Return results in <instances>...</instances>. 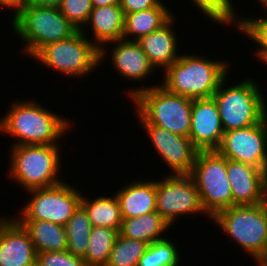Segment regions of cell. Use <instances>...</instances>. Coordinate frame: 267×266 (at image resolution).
Listing matches in <instances>:
<instances>
[{
	"label": "cell",
	"instance_id": "1",
	"mask_svg": "<svg viewBox=\"0 0 267 266\" xmlns=\"http://www.w3.org/2000/svg\"><path fill=\"white\" fill-rule=\"evenodd\" d=\"M13 103H10V109L0 118V132L13 139L10 147L60 144L59 141L73 126L72 121L43 107L35 99H16Z\"/></svg>",
	"mask_w": 267,
	"mask_h": 266
},
{
	"label": "cell",
	"instance_id": "2",
	"mask_svg": "<svg viewBox=\"0 0 267 266\" xmlns=\"http://www.w3.org/2000/svg\"><path fill=\"white\" fill-rule=\"evenodd\" d=\"M230 63L184 52L162 72L164 80L160 85L170 93L191 99L212 98L222 80L231 74Z\"/></svg>",
	"mask_w": 267,
	"mask_h": 266
},
{
	"label": "cell",
	"instance_id": "3",
	"mask_svg": "<svg viewBox=\"0 0 267 266\" xmlns=\"http://www.w3.org/2000/svg\"><path fill=\"white\" fill-rule=\"evenodd\" d=\"M13 12L11 29L23 41L22 52L30 59L47 44L68 39L79 31L57 7L16 5Z\"/></svg>",
	"mask_w": 267,
	"mask_h": 266
},
{
	"label": "cell",
	"instance_id": "4",
	"mask_svg": "<svg viewBox=\"0 0 267 266\" xmlns=\"http://www.w3.org/2000/svg\"><path fill=\"white\" fill-rule=\"evenodd\" d=\"M130 88L126 97L149 124L189 138L191 98L170 93L160 83Z\"/></svg>",
	"mask_w": 267,
	"mask_h": 266
},
{
	"label": "cell",
	"instance_id": "5",
	"mask_svg": "<svg viewBox=\"0 0 267 266\" xmlns=\"http://www.w3.org/2000/svg\"><path fill=\"white\" fill-rule=\"evenodd\" d=\"M60 146L62 145L12 146L8 154V180L19 184L25 192L61 184L64 180L59 176L62 169Z\"/></svg>",
	"mask_w": 267,
	"mask_h": 266
},
{
	"label": "cell",
	"instance_id": "6",
	"mask_svg": "<svg viewBox=\"0 0 267 266\" xmlns=\"http://www.w3.org/2000/svg\"><path fill=\"white\" fill-rule=\"evenodd\" d=\"M227 78V79H226ZM230 76L220 83L212 98L217 104L224 131L250 127L267 116V100L259 83L245 78L231 86L225 84Z\"/></svg>",
	"mask_w": 267,
	"mask_h": 266
},
{
	"label": "cell",
	"instance_id": "7",
	"mask_svg": "<svg viewBox=\"0 0 267 266\" xmlns=\"http://www.w3.org/2000/svg\"><path fill=\"white\" fill-rule=\"evenodd\" d=\"M218 229L232 239L244 252L248 253L255 263L264 256L267 250V206L234 205L217 212L212 218Z\"/></svg>",
	"mask_w": 267,
	"mask_h": 266
},
{
	"label": "cell",
	"instance_id": "8",
	"mask_svg": "<svg viewBox=\"0 0 267 266\" xmlns=\"http://www.w3.org/2000/svg\"><path fill=\"white\" fill-rule=\"evenodd\" d=\"M88 32L79 30L68 39L47 44L32 59L66 78L90 76L101 64L100 49L89 40Z\"/></svg>",
	"mask_w": 267,
	"mask_h": 266
},
{
	"label": "cell",
	"instance_id": "9",
	"mask_svg": "<svg viewBox=\"0 0 267 266\" xmlns=\"http://www.w3.org/2000/svg\"><path fill=\"white\" fill-rule=\"evenodd\" d=\"M189 175L198 189L204 210L211 218L217 212L233 206L227 177V158L217 150L198 151Z\"/></svg>",
	"mask_w": 267,
	"mask_h": 266
},
{
	"label": "cell",
	"instance_id": "10",
	"mask_svg": "<svg viewBox=\"0 0 267 266\" xmlns=\"http://www.w3.org/2000/svg\"><path fill=\"white\" fill-rule=\"evenodd\" d=\"M62 182L59 185L27 191L29 201L16 215L17 220H46L65 226L81 204L82 191Z\"/></svg>",
	"mask_w": 267,
	"mask_h": 266
},
{
	"label": "cell",
	"instance_id": "11",
	"mask_svg": "<svg viewBox=\"0 0 267 266\" xmlns=\"http://www.w3.org/2000/svg\"><path fill=\"white\" fill-rule=\"evenodd\" d=\"M156 209L170 226L175 225L182 215L194 217L200 213L211 221L190 175L167 174L161 180H156Z\"/></svg>",
	"mask_w": 267,
	"mask_h": 266
},
{
	"label": "cell",
	"instance_id": "12",
	"mask_svg": "<svg viewBox=\"0 0 267 266\" xmlns=\"http://www.w3.org/2000/svg\"><path fill=\"white\" fill-rule=\"evenodd\" d=\"M217 151L229 160L267 171V116L250 127L226 131Z\"/></svg>",
	"mask_w": 267,
	"mask_h": 266
},
{
	"label": "cell",
	"instance_id": "13",
	"mask_svg": "<svg viewBox=\"0 0 267 266\" xmlns=\"http://www.w3.org/2000/svg\"><path fill=\"white\" fill-rule=\"evenodd\" d=\"M134 112L155 152L171 170L170 175H189L198 152L190 138L149 124L135 109Z\"/></svg>",
	"mask_w": 267,
	"mask_h": 266
},
{
	"label": "cell",
	"instance_id": "14",
	"mask_svg": "<svg viewBox=\"0 0 267 266\" xmlns=\"http://www.w3.org/2000/svg\"><path fill=\"white\" fill-rule=\"evenodd\" d=\"M107 45L110 46L109 49ZM106 56L111 57V66L113 65L120 77L128 79L127 81L131 79L135 82H143L155 73L154 67L137 41L120 39L109 42L100 49V64L104 63L105 59L109 60Z\"/></svg>",
	"mask_w": 267,
	"mask_h": 266
},
{
	"label": "cell",
	"instance_id": "15",
	"mask_svg": "<svg viewBox=\"0 0 267 266\" xmlns=\"http://www.w3.org/2000/svg\"><path fill=\"white\" fill-rule=\"evenodd\" d=\"M225 133L213 98L192 99L189 138L198 151L217 150Z\"/></svg>",
	"mask_w": 267,
	"mask_h": 266
},
{
	"label": "cell",
	"instance_id": "16",
	"mask_svg": "<svg viewBox=\"0 0 267 266\" xmlns=\"http://www.w3.org/2000/svg\"><path fill=\"white\" fill-rule=\"evenodd\" d=\"M28 231L12 216L0 217V266H36Z\"/></svg>",
	"mask_w": 267,
	"mask_h": 266
},
{
	"label": "cell",
	"instance_id": "17",
	"mask_svg": "<svg viewBox=\"0 0 267 266\" xmlns=\"http://www.w3.org/2000/svg\"><path fill=\"white\" fill-rule=\"evenodd\" d=\"M227 177L234 205H257L265 202L267 171L227 159Z\"/></svg>",
	"mask_w": 267,
	"mask_h": 266
},
{
	"label": "cell",
	"instance_id": "18",
	"mask_svg": "<svg viewBox=\"0 0 267 266\" xmlns=\"http://www.w3.org/2000/svg\"><path fill=\"white\" fill-rule=\"evenodd\" d=\"M174 15L160 29L141 37L137 42L141 49L146 53L150 64L154 69H162L164 72L180 57L179 40L176 29V20ZM175 17V18H174ZM175 25V27L173 26Z\"/></svg>",
	"mask_w": 267,
	"mask_h": 266
},
{
	"label": "cell",
	"instance_id": "19",
	"mask_svg": "<svg viewBox=\"0 0 267 266\" xmlns=\"http://www.w3.org/2000/svg\"><path fill=\"white\" fill-rule=\"evenodd\" d=\"M124 19L125 15L120 5L93 7L89 19L81 29V32L85 33L87 28L88 30L90 29L92 37H87L101 49L109 42L123 39Z\"/></svg>",
	"mask_w": 267,
	"mask_h": 266
},
{
	"label": "cell",
	"instance_id": "20",
	"mask_svg": "<svg viewBox=\"0 0 267 266\" xmlns=\"http://www.w3.org/2000/svg\"><path fill=\"white\" fill-rule=\"evenodd\" d=\"M114 192L122 218H132L157 211L156 180H134Z\"/></svg>",
	"mask_w": 267,
	"mask_h": 266
},
{
	"label": "cell",
	"instance_id": "21",
	"mask_svg": "<svg viewBox=\"0 0 267 266\" xmlns=\"http://www.w3.org/2000/svg\"><path fill=\"white\" fill-rule=\"evenodd\" d=\"M162 0L156 7L134 13H126L123 39L137 41L165 25L173 16Z\"/></svg>",
	"mask_w": 267,
	"mask_h": 266
},
{
	"label": "cell",
	"instance_id": "22",
	"mask_svg": "<svg viewBox=\"0 0 267 266\" xmlns=\"http://www.w3.org/2000/svg\"><path fill=\"white\" fill-rule=\"evenodd\" d=\"M122 219L119 234L130 239L144 241L148 245L166 238L165 233L171 227L157 211Z\"/></svg>",
	"mask_w": 267,
	"mask_h": 266
},
{
	"label": "cell",
	"instance_id": "23",
	"mask_svg": "<svg viewBox=\"0 0 267 266\" xmlns=\"http://www.w3.org/2000/svg\"><path fill=\"white\" fill-rule=\"evenodd\" d=\"M28 231L36 253L67 250L64 226L46 220H18Z\"/></svg>",
	"mask_w": 267,
	"mask_h": 266
},
{
	"label": "cell",
	"instance_id": "24",
	"mask_svg": "<svg viewBox=\"0 0 267 266\" xmlns=\"http://www.w3.org/2000/svg\"><path fill=\"white\" fill-rule=\"evenodd\" d=\"M86 197L82 192L81 205L88 213L93 227H110L120 231L122 216L120 205L115 194L95 197Z\"/></svg>",
	"mask_w": 267,
	"mask_h": 266
},
{
	"label": "cell",
	"instance_id": "25",
	"mask_svg": "<svg viewBox=\"0 0 267 266\" xmlns=\"http://www.w3.org/2000/svg\"><path fill=\"white\" fill-rule=\"evenodd\" d=\"M92 227L87 211L80 204L64 226L67 235V251L83 258L87 252Z\"/></svg>",
	"mask_w": 267,
	"mask_h": 266
},
{
	"label": "cell",
	"instance_id": "26",
	"mask_svg": "<svg viewBox=\"0 0 267 266\" xmlns=\"http://www.w3.org/2000/svg\"><path fill=\"white\" fill-rule=\"evenodd\" d=\"M118 235L117 229L92 227L87 252L83 257L86 266H106Z\"/></svg>",
	"mask_w": 267,
	"mask_h": 266
},
{
	"label": "cell",
	"instance_id": "27",
	"mask_svg": "<svg viewBox=\"0 0 267 266\" xmlns=\"http://www.w3.org/2000/svg\"><path fill=\"white\" fill-rule=\"evenodd\" d=\"M177 244L168 237L149 244L137 266H182Z\"/></svg>",
	"mask_w": 267,
	"mask_h": 266
},
{
	"label": "cell",
	"instance_id": "28",
	"mask_svg": "<svg viewBox=\"0 0 267 266\" xmlns=\"http://www.w3.org/2000/svg\"><path fill=\"white\" fill-rule=\"evenodd\" d=\"M242 17L240 15L235 29L238 28L237 30L241 34L246 35L252 43L257 44L255 46L258 48L253 51L255 54L252 55L259 59L257 61L264 64L267 61V14L255 18Z\"/></svg>",
	"mask_w": 267,
	"mask_h": 266
},
{
	"label": "cell",
	"instance_id": "29",
	"mask_svg": "<svg viewBox=\"0 0 267 266\" xmlns=\"http://www.w3.org/2000/svg\"><path fill=\"white\" fill-rule=\"evenodd\" d=\"M148 244L141 240L117 236L106 266H137Z\"/></svg>",
	"mask_w": 267,
	"mask_h": 266
},
{
	"label": "cell",
	"instance_id": "30",
	"mask_svg": "<svg viewBox=\"0 0 267 266\" xmlns=\"http://www.w3.org/2000/svg\"><path fill=\"white\" fill-rule=\"evenodd\" d=\"M234 0H191L197 6L198 12L204 14L209 21L220 24L222 26L237 25L239 17ZM200 10V11H199ZM225 24V25H224Z\"/></svg>",
	"mask_w": 267,
	"mask_h": 266
},
{
	"label": "cell",
	"instance_id": "31",
	"mask_svg": "<svg viewBox=\"0 0 267 266\" xmlns=\"http://www.w3.org/2000/svg\"><path fill=\"white\" fill-rule=\"evenodd\" d=\"M58 8L78 30L85 26L93 10L91 0H62Z\"/></svg>",
	"mask_w": 267,
	"mask_h": 266
},
{
	"label": "cell",
	"instance_id": "32",
	"mask_svg": "<svg viewBox=\"0 0 267 266\" xmlns=\"http://www.w3.org/2000/svg\"><path fill=\"white\" fill-rule=\"evenodd\" d=\"M36 266H86V263L83 258L74 256L66 250L37 253Z\"/></svg>",
	"mask_w": 267,
	"mask_h": 266
},
{
	"label": "cell",
	"instance_id": "33",
	"mask_svg": "<svg viewBox=\"0 0 267 266\" xmlns=\"http://www.w3.org/2000/svg\"><path fill=\"white\" fill-rule=\"evenodd\" d=\"M162 0H121L123 13H134L156 7Z\"/></svg>",
	"mask_w": 267,
	"mask_h": 266
},
{
	"label": "cell",
	"instance_id": "34",
	"mask_svg": "<svg viewBox=\"0 0 267 266\" xmlns=\"http://www.w3.org/2000/svg\"><path fill=\"white\" fill-rule=\"evenodd\" d=\"M62 0H24L17 5H36V6H47V7H59Z\"/></svg>",
	"mask_w": 267,
	"mask_h": 266
},
{
	"label": "cell",
	"instance_id": "35",
	"mask_svg": "<svg viewBox=\"0 0 267 266\" xmlns=\"http://www.w3.org/2000/svg\"><path fill=\"white\" fill-rule=\"evenodd\" d=\"M93 7L120 5L121 0H91Z\"/></svg>",
	"mask_w": 267,
	"mask_h": 266
},
{
	"label": "cell",
	"instance_id": "36",
	"mask_svg": "<svg viewBox=\"0 0 267 266\" xmlns=\"http://www.w3.org/2000/svg\"><path fill=\"white\" fill-rule=\"evenodd\" d=\"M24 0H8V10H14L15 6Z\"/></svg>",
	"mask_w": 267,
	"mask_h": 266
},
{
	"label": "cell",
	"instance_id": "37",
	"mask_svg": "<svg viewBox=\"0 0 267 266\" xmlns=\"http://www.w3.org/2000/svg\"><path fill=\"white\" fill-rule=\"evenodd\" d=\"M257 266H267V250L264 256L257 262Z\"/></svg>",
	"mask_w": 267,
	"mask_h": 266
},
{
	"label": "cell",
	"instance_id": "38",
	"mask_svg": "<svg viewBox=\"0 0 267 266\" xmlns=\"http://www.w3.org/2000/svg\"><path fill=\"white\" fill-rule=\"evenodd\" d=\"M258 4L261 5V8H264L263 11L267 14V0H257Z\"/></svg>",
	"mask_w": 267,
	"mask_h": 266
},
{
	"label": "cell",
	"instance_id": "39",
	"mask_svg": "<svg viewBox=\"0 0 267 266\" xmlns=\"http://www.w3.org/2000/svg\"><path fill=\"white\" fill-rule=\"evenodd\" d=\"M8 9V0H0V9Z\"/></svg>",
	"mask_w": 267,
	"mask_h": 266
},
{
	"label": "cell",
	"instance_id": "40",
	"mask_svg": "<svg viewBox=\"0 0 267 266\" xmlns=\"http://www.w3.org/2000/svg\"><path fill=\"white\" fill-rule=\"evenodd\" d=\"M265 204L267 206V191H266V194H265Z\"/></svg>",
	"mask_w": 267,
	"mask_h": 266
}]
</instances>
